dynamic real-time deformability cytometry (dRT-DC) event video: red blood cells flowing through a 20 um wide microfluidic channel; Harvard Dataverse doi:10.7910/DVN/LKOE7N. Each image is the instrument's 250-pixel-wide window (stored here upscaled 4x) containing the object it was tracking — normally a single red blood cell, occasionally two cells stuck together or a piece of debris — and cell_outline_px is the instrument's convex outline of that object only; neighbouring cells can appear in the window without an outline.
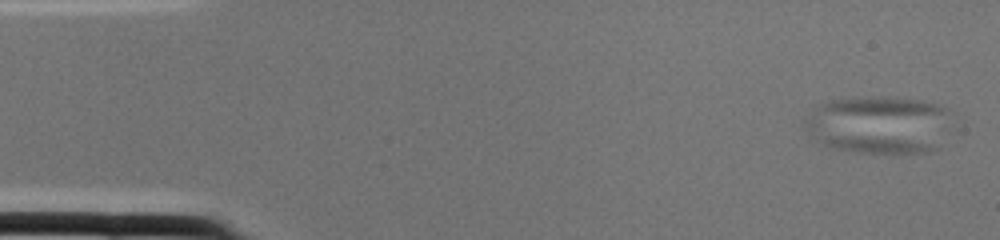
{"species": "common noctule bat (a hibernating species)", "species_latin": "Nyctalus noctula", "temperature_condition": "cold", "stored_images_in_passage": 2, "camera_frame_rate_fps": 3000, "um_per_image_px": 0.085, "animal": {"sex": "female", "body_mass_g": 22.0, "forearm_length_mm": 56.7}, "frame": {"image": 1, "passage_image": 1, "time_ms": 0.0, "image_size_px": [1000, 240], "cell_outline_px": [[952, 128], [940, 148], [928, 152], [896, 156], [860, 152], [832, 148], [816, 140], [804, 128], [800, 120], [816, 104], [828, 100], [920, 100], [936, 104], [948, 108], [952, 124]], "centroid_in_image_um": [74.75, 10.7], "position_along_channel_um": 10.2, "area_um2": 50.23}}